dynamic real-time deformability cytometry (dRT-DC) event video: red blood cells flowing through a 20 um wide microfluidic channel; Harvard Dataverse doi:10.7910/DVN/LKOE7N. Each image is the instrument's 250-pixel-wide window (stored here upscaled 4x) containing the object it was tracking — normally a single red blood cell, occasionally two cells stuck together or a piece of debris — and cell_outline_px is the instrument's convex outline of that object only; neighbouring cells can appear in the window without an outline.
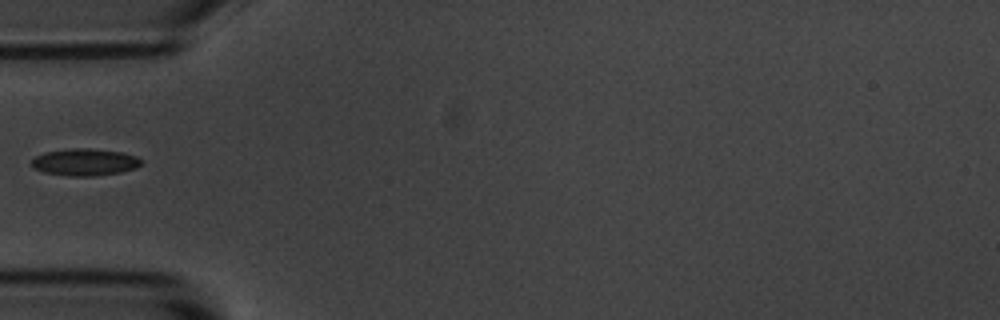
{"species": "common noctule bat (a hibernating species)", "species_latin": "Nyctalus noctula", "temperature_condition": "room temperature", "stored_images_in_passage": 1, "camera_frame_rate_fps": 3000, "um_per_image_px": 0.085, "animal": {"sex": "male", "body_mass_g": 20.1, "forearm_length_mm": 53.5}, "frame": {"image": 1, "passage_image": 1, "time_ms": 0.0, "image_size_px": [1000, 320], "cell_outline_px": [[144, 160], [136, 168], [120, 172], [92, 176], [72, 176], [44, 172], [36, 168], [32, 164], [32, 160], [36, 156], [44, 152], [72, 148], [88, 148], [120, 152], [136, 156]], "centroid_in_image_um": [7.23, 13.77], "position_along_channel_um": 77.8, "area_um2": 17.05}}